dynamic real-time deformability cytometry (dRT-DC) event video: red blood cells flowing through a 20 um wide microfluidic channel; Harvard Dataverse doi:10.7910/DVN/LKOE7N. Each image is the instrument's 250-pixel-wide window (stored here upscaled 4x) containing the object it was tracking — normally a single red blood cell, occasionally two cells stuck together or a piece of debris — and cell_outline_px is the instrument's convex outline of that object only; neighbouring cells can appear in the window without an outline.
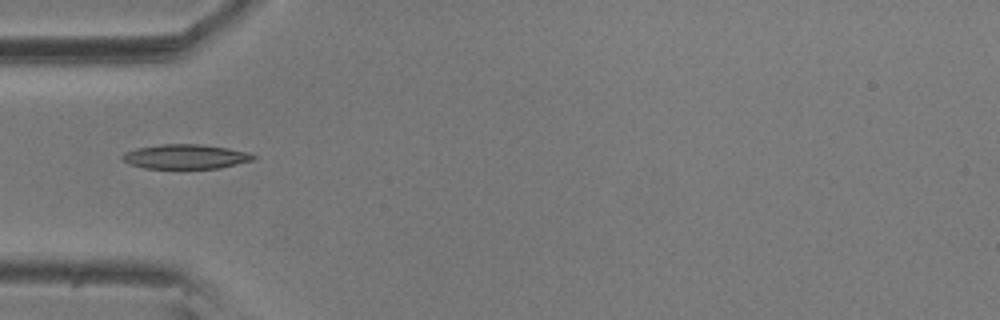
{"species": "common noctule bat (a hibernating species)", "species_latin": "Nyctalus noctula", "temperature_condition": "room temperature", "stored_images_in_passage": 7, "camera_frame_rate_fps": 3000, "um_per_image_px": 0.085, "animal": {"sex": "male", "body_mass_g": 20.5, "forearm_length_mm": 52.5}, "frame": {"image": 1, "passage_image": 5, "time_ms": 1.333, "image_size_px": [1000, 320], "cell_outline_px": [[256, 160], [220, 168], [144, 168], [128, 164], [120, 156], [124, 152], [136, 148], [160, 144], [200, 144], [228, 148], [248, 152], [256, 156]], "centroid_in_image_um": [15.78, 13.31], "position_along_channel_um": 69.2, "area_um2": 18.84}}
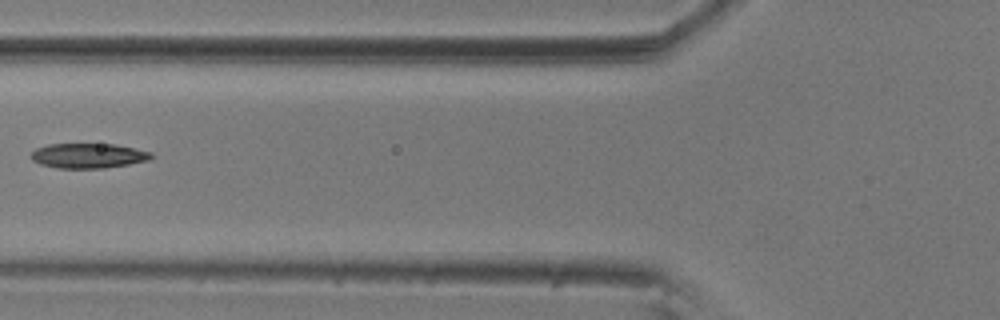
{"frame": {"image": 2, "passage_image": 6, "time_ms": 1.667, "image_size_px": [1000, 320], "cell_outline_px": [[152, 156], [148, 160], [128, 164], [104, 168], [56, 168], [40, 164], [32, 160], [28, 156], [36, 148], [48, 144], [112, 144], [136, 148], [152, 152]], "centroid_in_image_um": [7.46, 13.23], "position_along_channel_um": 118.3, "area_um2": 17.46}}
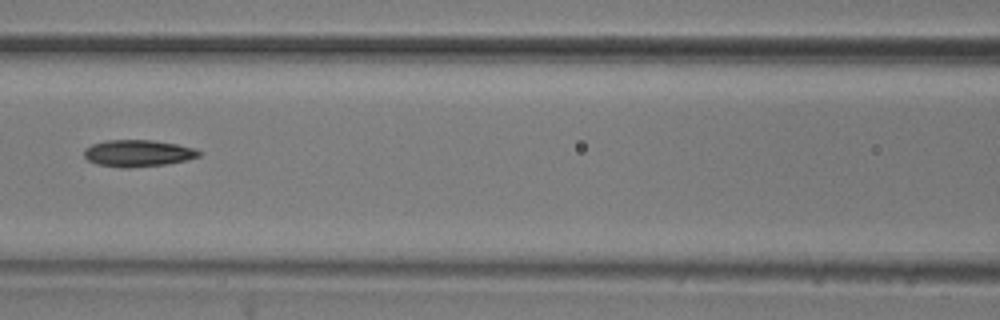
{"frame": {"image": 3, "passage_image": 7, "time_ms": 2.0, "image_size_px": [1000, 320], "cell_outline_px": [[200, 156], [184, 160], [164, 164], [128, 168], [120, 168], [96, 164], [88, 160], [84, 156], [84, 148], [92, 144], [104, 140], [152, 140], [176, 144], [196, 148], [200, 152]], "centroid_in_image_um": [11.68, 13.02], "position_along_channel_um": 154.9, "area_um2": 17.92}}